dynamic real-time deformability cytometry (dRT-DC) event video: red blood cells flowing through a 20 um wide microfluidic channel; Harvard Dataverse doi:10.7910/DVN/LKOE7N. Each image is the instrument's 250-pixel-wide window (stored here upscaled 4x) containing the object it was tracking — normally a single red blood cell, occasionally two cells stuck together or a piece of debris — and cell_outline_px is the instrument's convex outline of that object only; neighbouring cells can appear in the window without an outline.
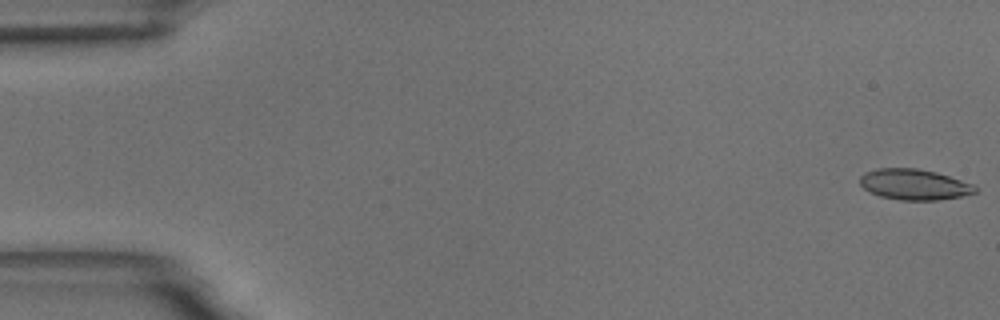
{"species": "common noctule bat (a hibernating species)", "species_latin": "Nyctalus noctula", "temperature_condition": "room temperature", "stored_images_in_passage": 56, "camera_frame_rate_fps": 3000, "um_per_image_px": 0.085, "animal": {"sex": "male", "body_mass_g": 18.8}, "frame": {"image": 1, "passage_image": 1, "time_ms": 0.0, "image_size_px": [1000, 320], "cell_outline_px": [[976, 192], [960, 196], [936, 200], [900, 200], [880, 196], [864, 188], [860, 184], [860, 176], [864, 172], [876, 168], [916, 168], [936, 172], [976, 184]], "centroid_in_image_um": [77.71, 15.67], "position_along_channel_um": 7.3, "area_um2": 20.63}}
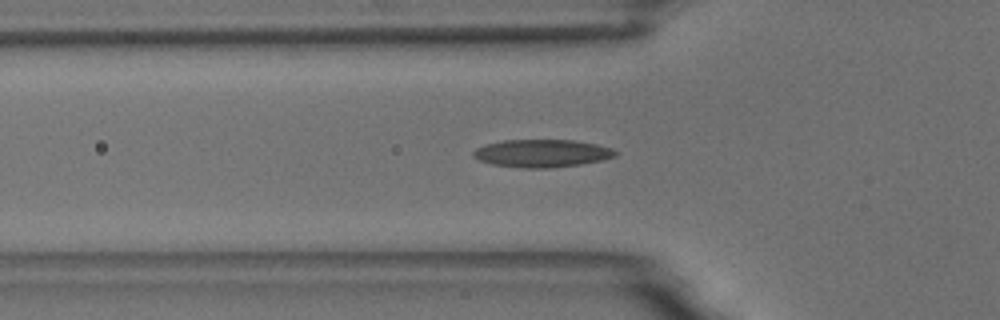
{"frame": {"image": 2, "passage_image": 19, "time_ms": 6.0, "image_size_px": [1000, 320], "cell_outline_px": [[616, 156], [604, 160], [580, 164], [552, 168], [520, 168], [492, 164], [480, 160], [472, 156], [472, 152], [476, 148], [484, 144], [504, 140], [572, 140], [596, 144], [612, 148], [616, 152]], "centroid_in_image_um": [46.05, 13.03], "position_along_channel_um": 79.8, "area_um2": 23.06}}
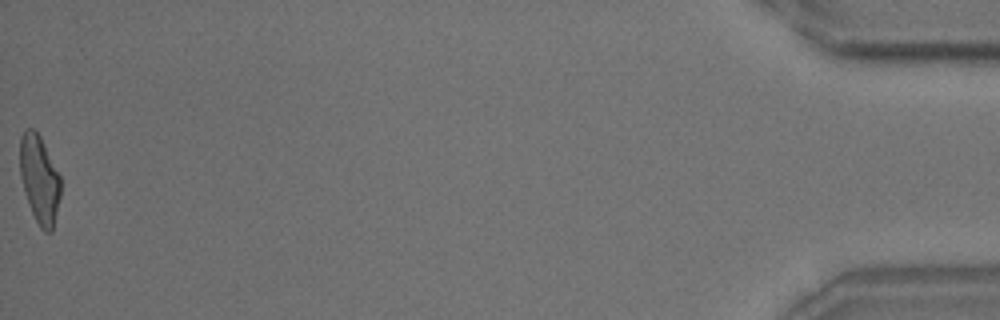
{"frame": {"image": 3, "passage_image": 56, "time_ms": 18.333, "image_size_px": [1000, 320], "cell_outline_px": [[60, 196], [52, 232], [44, 232], [40, 228], [32, 212], [24, 192], [20, 176], [20, 136], [28, 128], [32, 128], [40, 136], [60, 176]], "centroid_in_image_um": [3.34, 15.26], "position_along_channel_um": 431.9, "area_um2": 20.63}, "authors_computed_cell_mechanics": {"area_um2": 21.1837, "velocity_mm_per_s": 3.6524, "shape_relaxation_time_tau1_ms": 7.2404, "shape_relaxation_time_tau2_ms": 1.7075, "deformation_change_tau1": 0.2118, "deformation_change_tau2": 0.0907}}